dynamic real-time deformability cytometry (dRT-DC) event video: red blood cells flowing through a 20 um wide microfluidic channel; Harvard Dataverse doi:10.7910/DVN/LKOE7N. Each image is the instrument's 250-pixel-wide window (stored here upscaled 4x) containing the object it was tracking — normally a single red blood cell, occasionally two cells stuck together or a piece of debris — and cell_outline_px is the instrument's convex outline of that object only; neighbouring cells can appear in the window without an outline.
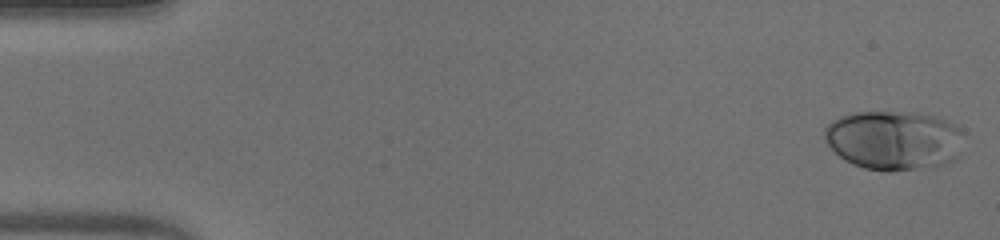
{"species": "human", "species_latin": "Homo sapiens", "temperature_condition": "warm", "stored_images_in_passage": 51, "camera_frame_rate_fps": 3000, "um_per_image_px": 0.085, "donor": {"sex": "male"}, "frame": {"image": 1, "passage_image": 1, "time_ms": 0.0, "image_size_px": [1000, 240], "cell_outline_px": [[960, 156], [936, 168], [892, 172], [884, 172], [864, 168], [852, 164], [844, 160], [824, 140], [824, 128], [832, 120], [840, 116], [852, 112], [912, 112], [940, 116], [956, 124], [960, 128]], "centroid_in_image_um": [75.99, 11.93], "position_along_channel_um": 9.0, "area_um2": 49.07}}
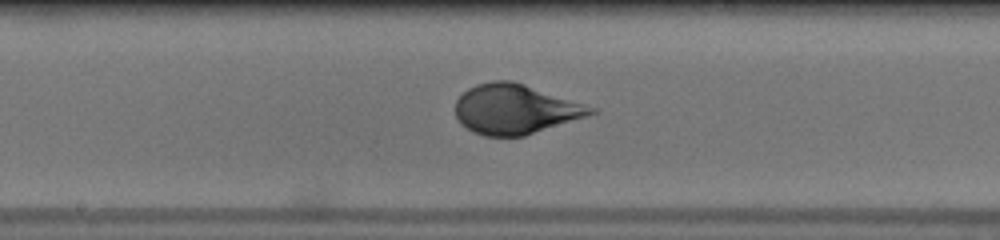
{"frame": {"image": 2, "passage_image": 27, "time_ms": 8.667, "image_size_px": [1000, 240], "cell_outline_px": [[596, 112], [524, 136], [484, 136], [472, 132], [460, 124], [456, 116], [456, 100], [468, 88], [476, 84], [492, 80], [512, 80], [596, 108]], "centroid_in_image_um": [43.72, 9.27], "position_along_channel_um": 204.5, "area_um2": 38.78}}
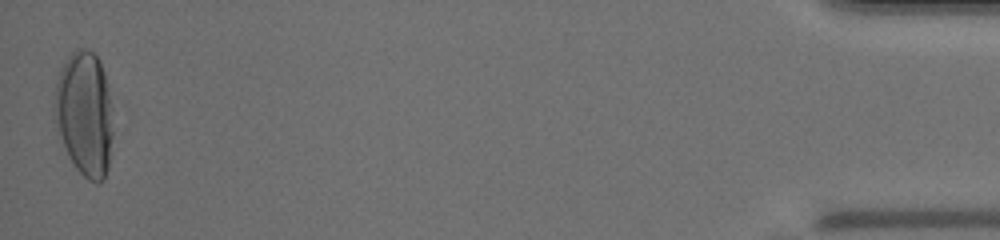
{"frame": {"image": 3, "passage_image": 51, "time_ms": 16.667, "image_size_px": [1000, 240], "cell_outline_px": [[112, 136], [108, 168], [104, 180], [100, 184], [88, 180], [76, 168], [68, 156], [56, 132], [52, 108], [52, 104], [56, 80], [68, 56], [76, 48], [84, 48], [92, 52], [96, 56], [104, 72], [108, 84], [112, 108]], "centroid_in_image_um": [7.16, 9.69], "position_along_channel_um": 428.0, "area_um2": 43.35}, "authors_computed_cell_mechanics": {"area_um2": 40.8646, "velocity_mm_per_s": 3.9291, "shape_relaxation_time_tau1_ms": 3.7639, "shape_relaxation_time_tau2_ms": null, "deformation_change_tau1": 0.22, "deformation_change_tau2": null}}